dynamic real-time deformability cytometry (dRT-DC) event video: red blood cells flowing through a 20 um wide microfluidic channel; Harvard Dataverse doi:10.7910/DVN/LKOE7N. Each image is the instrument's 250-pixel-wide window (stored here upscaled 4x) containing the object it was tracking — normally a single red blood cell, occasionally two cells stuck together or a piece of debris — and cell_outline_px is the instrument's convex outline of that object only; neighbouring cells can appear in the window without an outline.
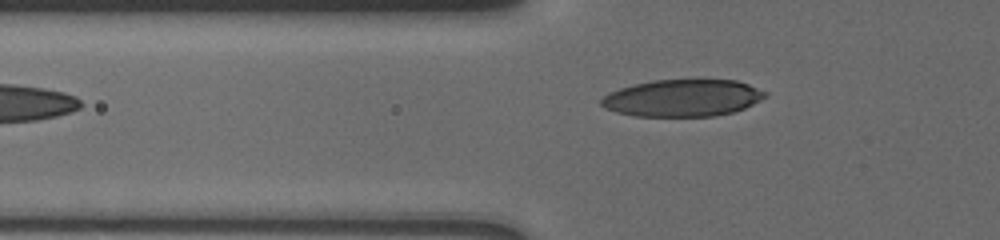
{"species": "human", "species_latin": "Homo sapiens", "temperature_condition": "cold", "stored_images_in_passage": 8, "camera_frame_rate_fps": 3000, "um_per_image_px": 0.085, "donor": {"sex": "male"}, "frame": {"image": 1, "passage_image": 8, "time_ms": 6.333, "image_size_px": [1000, 240], "cell_outline_px": [[768, 96], [744, 108], [732, 112], [716, 116], [636, 116], [616, 112], [604, 108], [600, 104], [600, 100], [604, 96], [620, 88], [632, 84], [652, 80], [736, 80], [748, 84], [768, 92]], "centroid_in_image_um": [58.03, 8.33], "position_along_channel_um": 67.8, "area_um2": 35.37}}